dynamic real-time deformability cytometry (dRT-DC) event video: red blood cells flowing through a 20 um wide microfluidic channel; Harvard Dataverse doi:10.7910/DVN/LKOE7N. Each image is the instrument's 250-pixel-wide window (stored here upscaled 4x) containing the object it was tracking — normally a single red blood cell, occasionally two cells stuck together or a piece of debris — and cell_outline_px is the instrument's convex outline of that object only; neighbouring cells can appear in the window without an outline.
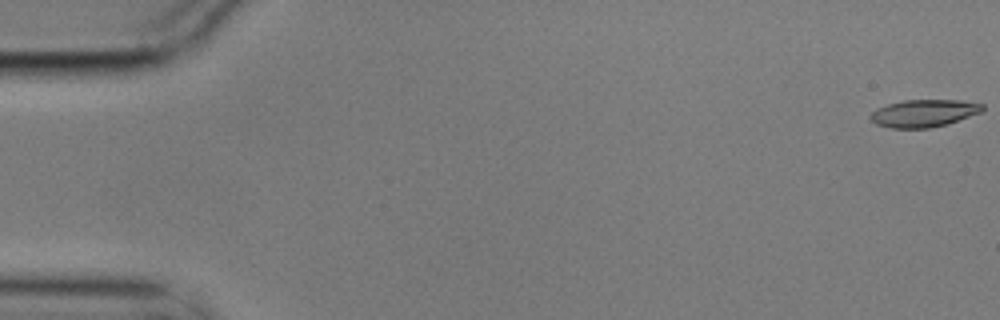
{"species": "common noctule bat (a hibernating species)", "species_latin": "Nyctalus noctula", "temperature_condition": "cold", "stored_images_in_passage": 3, "camera_frame_rate_fps": 3000, "um_per_image_px": 0.085, "animal": {"sex": "male", "body_mass_g": 17.9}, "frame": {"image": 1, "passage_image": 1, "time_ms": 0.0, "image_size_px": [1000, 320], "cell_outline_px": [[984, 108], [980, 112], [944, 124], [928, 128], [892, 128], [876, 124], [868, 116], [876, 108], [888, 104], [904, 100], [960, 100], [984, 104]], "centroid_in_image_um": [78.48, 9.61], "position_along_channel_um": 6.5, "area_um2": 17.63}}